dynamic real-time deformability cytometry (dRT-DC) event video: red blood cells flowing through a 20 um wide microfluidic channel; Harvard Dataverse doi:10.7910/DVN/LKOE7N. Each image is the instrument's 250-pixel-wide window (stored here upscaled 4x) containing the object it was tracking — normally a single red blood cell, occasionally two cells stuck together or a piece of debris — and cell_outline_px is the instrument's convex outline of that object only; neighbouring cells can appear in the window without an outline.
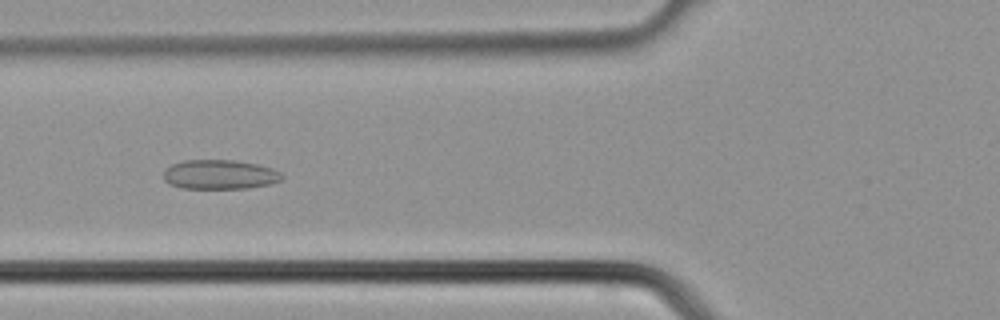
{"species": "common noctule bat (a hibernating species)", "species_latin": "Nyctalus noctula", "temperature_condition": "cold", "stored_images_in_passage": 38, "camera_frame_rate_fps": 3000, "um_per_image_px": 0.085, "animal": {"sex": "male", "body_mass_g": 21.5, "forearm_length_mm": 52.0}, "frame": {"image": 1, "passage_image": 14, "time_ms": 4.333, "image_size_px": [1000, 320], "cell_outline_px": [[284, 180], [272, 184], [248, 188], [180, 188], [168, 184], [164, 180], [164, 172], [172, 164], [184, 160], [232, 160], [256, 164], [272, 168], [280, 172], [284, 176]], "centroid_in_image_um": [18.71, 14.84], "position_along_channel_um": 107.1, "area_um2": 20.4}}
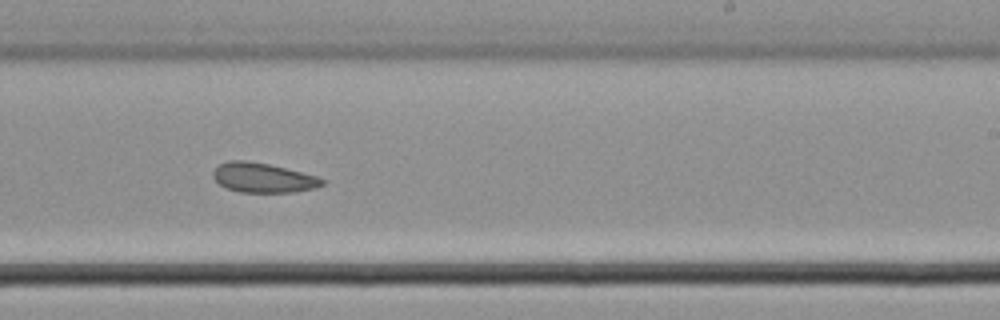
{"frame": {"image": 2, "passage_image": 23, "time_ms": 7.333, "image_size_px": [1000, 320], "cell_outline_px": [[324, 184], [316, 188], [296, 192], [240, 192], [228, 188], [220, 184], [212, 176], [212, 172], [220, 164], [228, 160], [244, 160], [268, 164], [316, 176], [324, 180]], "centroid_in_image_um": [22.35, 15.11], "position_along_channel_um": 266.6, "area_um2": 18.61}}
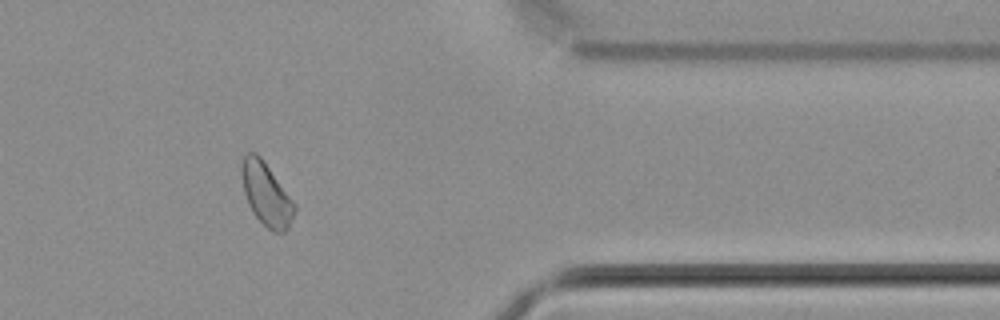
{"frame": {"image": 3, "passage_image": 31, "time_ms": 10.0, "image_size_px": [1000, 320], "cell_outline_px": [[296, 208], [288, 228], [284, 232], [272, 232], [252, 212], [248, 204], [244, 192], [240, 168], [244, 156], [248, 152], [256, 152], [260, 156], [296, 204]], "centroid_in_image_um": [22.63, 16.5], "position_along_channel_um": 388.8, "area_um2": 19.19}}